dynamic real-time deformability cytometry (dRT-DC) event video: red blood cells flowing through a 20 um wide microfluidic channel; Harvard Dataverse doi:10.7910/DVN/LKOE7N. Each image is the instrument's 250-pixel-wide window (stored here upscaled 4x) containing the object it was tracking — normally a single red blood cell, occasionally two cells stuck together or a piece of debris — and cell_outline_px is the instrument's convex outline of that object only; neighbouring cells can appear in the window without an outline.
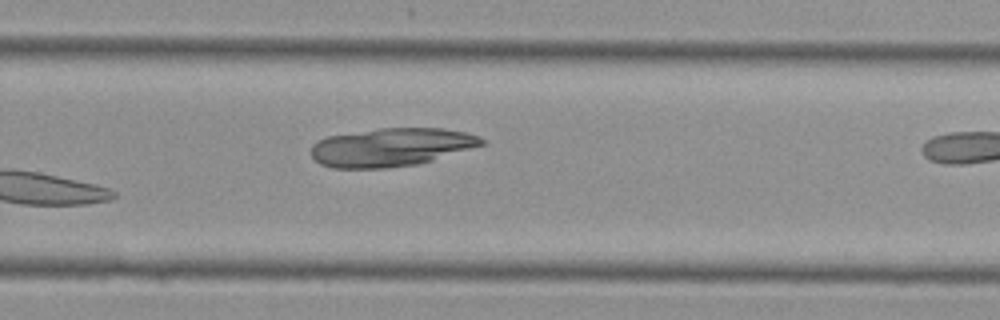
{"species": "Egyptian fruit bat (a non-hibernating species)", "species_latin": "Rousettus aegyptiacus", "temperature_condition": "cold", "stored_images_in_passage": 18, "camera_frame_rate_fps": 3000, "um_per_image_px": 0.085, "animal": {"sex": "female"}, "frame": {"image": 1, "passage_image": 18, "time_ms": 5.667, "image_size_px": [1000, 320], "cell_outline_px": [[484, 144], [432, 160], [416, 164], [388, 168], [332, 168], [320, 164], [312, 156], [312, 144], [316, 140], [328, 136], [380, 128], [444, 128], [468, 132], [480, 136], [484, 140]], "centroid_in_image_um": [33.24, 12.5], "position_along_channel_um": 296.6, "area_um2": 38.03}}